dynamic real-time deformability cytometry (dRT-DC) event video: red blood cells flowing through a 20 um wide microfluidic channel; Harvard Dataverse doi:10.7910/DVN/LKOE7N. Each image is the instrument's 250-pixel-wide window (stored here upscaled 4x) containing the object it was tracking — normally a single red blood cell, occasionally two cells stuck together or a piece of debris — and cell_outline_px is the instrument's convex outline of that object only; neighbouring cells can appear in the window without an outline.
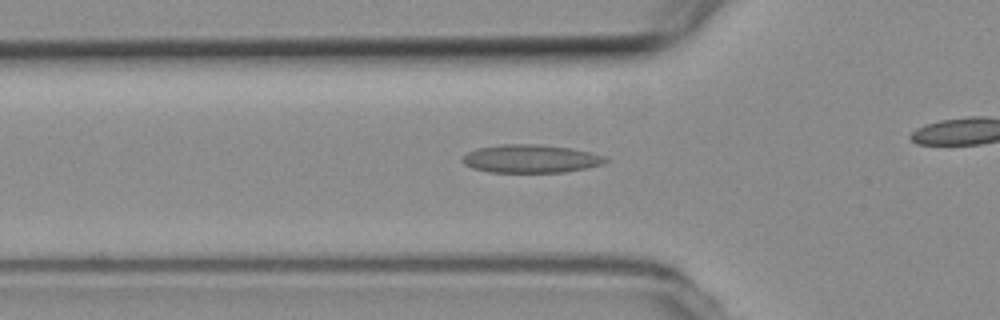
{"species": "common noctule bat (a hibernating species)", "species_latin": "Nyctalus noctula", "temperature_condition": "room temperature", "stored_images_in_passage": 31, "camera_frame_rate_fps": 3000, "um_per_image_px": 0.085, "animal": {"sex": "female", "body_mass_g": 19.3, "forearm_length_mm": 54.1}, "frame": {"image": 1, "passage_image": 6, "time_ms": 1.667, "image_size_px": [1000, 320], "cell_outline_px": [[608, 160], [604, 164], [564, 172], [488, 172], [472, 168], [464, 164], [460, 160], [468, 152], [480, 148], [500, 144], [536, 144], [572, 148], [604, 156]], "centroid_in_image_um": [45.09, 13.49], "position_along_channel_um": 80.7, "area_um2": 23.35}}
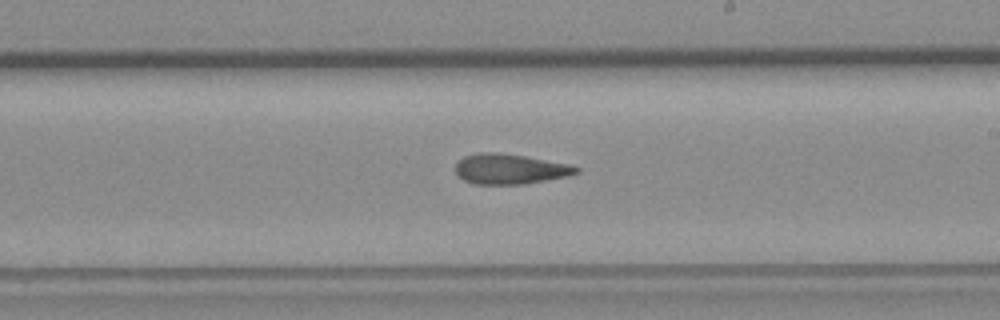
{"frame": {"image": 2, "passage_image": 19, "time_ms": 6.0, "image_size_px": [1000, 320], "cell_outline_px": [[580, 172], [568, 176], [524, 184], [472, 184], [464, 180], [456, 172], [456, 164], [464, 156], [480, 152], [496, 152], [524, 156], [568, 164], [580, 168]], "centroid_in_image_um": [43.35, 14.37], "position_along_channel_um": 245.7, "area_um2": 21.1}}
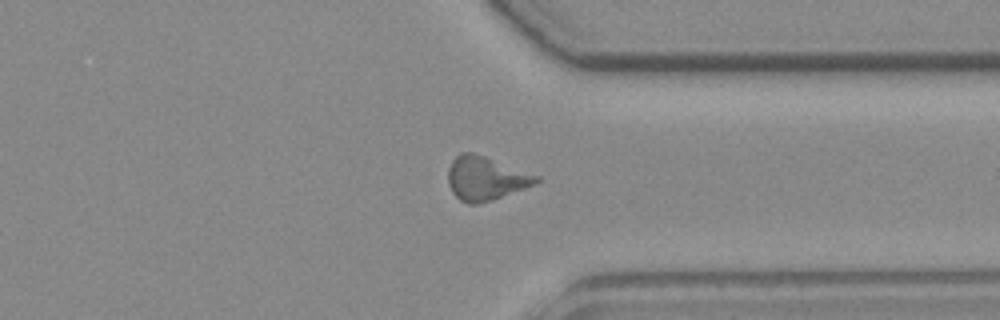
{"frame": {"image": 3, "passage_image": 29, "time_ms": 9.333, "image_size_px": [1000, 320], "cell_outline_px": [[540, 180], [536, 184], [476, 204], [468, 204], [460, 200], [452, 192], [448, 184], [448, 168], [452, 160], [460, 152], [472, 152], [484, 156], [540, 176]], "centroid_in_image_um": [41.24, 15.14], "position_along_channel_um": 370.2, "area_um2": 22.14}}